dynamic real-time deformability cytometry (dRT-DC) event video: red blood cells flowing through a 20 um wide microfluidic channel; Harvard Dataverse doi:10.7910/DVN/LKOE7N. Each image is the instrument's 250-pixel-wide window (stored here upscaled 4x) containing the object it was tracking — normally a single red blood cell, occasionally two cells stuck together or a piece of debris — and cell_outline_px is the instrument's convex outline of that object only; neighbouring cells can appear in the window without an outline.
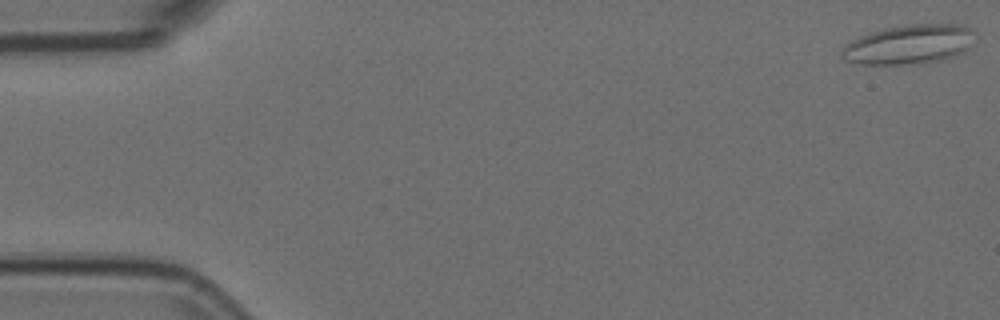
{"species": "Egyptian fruit bat (a non-hibernating species)", "species_latin": "Rousettus aegyptiacus", "temperature_condition": "room temperature", "stored_images_in_passage": 12, "camera_frame_rate_fps": 3000, "um_per_image_px": 0.085, "animal": {"sex": "female"}, "frame": {"image": 1, "passage_image": 1, "time_ms": 0.0, "image_size_px": [1000, 320], "cell_outline_px": [[968, 48], [964, 52], [956, 56], [940, 60], [920, 64], [864, 64], [844, 60], [840, 56], [840, 52], [852, 40], [860, 36], [884, 28], [908, 24], [964, 24], [968, 28]], "centroid_in_image_um": [77.2, 3.79], "position_along_channel_um": 7.8, "area_um2": 30.06}}